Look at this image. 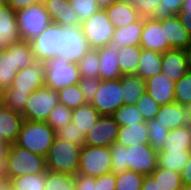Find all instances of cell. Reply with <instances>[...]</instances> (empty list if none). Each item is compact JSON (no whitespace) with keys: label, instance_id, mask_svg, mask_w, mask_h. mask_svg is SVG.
Segmentation results:
<instances>
[{"label":"cell","instance_id":"6da1fadb","mask_svg":"<svg viewBox=\"0 0 191 190\" xmlns=\"http://www.w3.org/2000/svg\"><path fill=\"white\" fill-rule=\"evenodd\" d=\"M112 173L121 174L127 170L151 175L157 168L158 151L150 144H138L124 147L115 142L110 146Z\"/></svg>","mask_w":191,"mask_h":190},{"label":"cell","instance_id":"7a4b0ae2","mask_svg":"<svg viewBox=\"0 0 191 190\" xmlns=\"http://www.w3.org/2000/svg\"><path fill=\"white\" fill-rule=\"evenodd\" d=\"M35 61L30 41L20 40L0 51V91L8 90L17 72Z\"/></svg>","mask_w":191,"mask_h":190},{"label":"cell","instance_id":"3957f363","mask_svg":"<svg viewBox=\"0 0 191 190\" xmlns=\"http://www.w3.org/2000/svg\"><path fill=\"white\" fill-rule=\"evenodd\" d=\"M55 136V130L47 122L23 120L15 144L45 157Z\"/></svg>","mask_w":191,"mask_h":190},{"label":"cell","instance_id":"277c9868","mask_svg":"<svg viewBox=\"0 0 191 190\" xmlns=\"http://www.w3.org/2000/svg\"><path fill=\"white\" fill-rule=\"evenodd\" d=\"M81 147L55 136L45 156L46 170L76 176Z\"/></svg>","mask_w":191,"mask_h":190},{"label":"cell","instance_id":"5b68a950","mask_svg":"<svg viewBox=\"0 0 191 190\" xmlns=\"http://www.w3.org/2000/svg\"><path fill=\"white\" fill-rule=\"evenodd\" d=\"M8 178L46 173L45 157L12 143L7 157Z\"/></svg>","mask_w":191,"mask_h":190},{"label":"cell","instance_id":"8992f818","mask_svg":"<svg viewBox=\"0 0 191 190\" xmlns=\"http://www.w3.org/2000/svg\"><path fill=\"white\" fill-rule=\"evenodd\" d=\"M16 19L22 40L31 41L51 23L43 2L16 11Z\"/></svg>","mask_w":191,"mask_h":190},{"label":"cell","instance_id":"52a82bcc","mask_svg":"<svg viewBox=\"0 0 191 190\" xmlns=\"http://www.w3.org/2000/svg\"><path fill=\"white\" fill-rule=\"evenodd\" d=\"M45 63V87L58 91L62 88L78 84L81 79L77 63H69L59 56L48 59Z\"/></svg>","mask_w":191,"mask_h":190},{"label":"cell","instance_id":"ba28073f","mask_svg":"<svg viewBox=\"0 0 191 190\" xmlns=\"http://www.w3.org/2000/svg\"><path fill=\"white\" fill-rule=\"evenodd\" d=\"M110 147L83 145L80 150V175L98 177L112 172Z\"/></svg>","mask_w":191,"mask_h":190},{"label":"cell","instance_id":"9c48e42d","mask_svg":"<svg viewBox=\"0 0 191 190\" xmlns=\"http://www.w3.org/2000/svg\"><path fill=\"white\" fill-rule=\"evenodd\" d=\"M80 27L90 49H98L111 44L115 27L108 19L105 9L93 14L81 23Z\"/></svg>","mask_w":191,"mask_h":190},{"label":"cell","instance_id":"30bf717a","mask_svg":"<svg viewBox=\"0 0 191 190\" xmlns=\"http://www.w3.org/2000/svg\"><path fill=\"white\" fill-rule=\"evenodd\" d=\"M35 60L46 61L63 54V26L51 23L30 41Z\"/></svg>","mask_w":191,"mask_h":190},{"label":"cell","instance_id":"8fae6325","mask_svg":"<svg viewBox=\"0 0 191 190\" xmlns=\"http://www.w3.org/2000/svg\"><path fill=\"white\" fill-rule=\"evenodd\" d=\"M59 104L58 92L41 87L31 93L27 100L23 119L27 121L47 122L50 112Z\"/></svg>","mask_w":191,"mask_h":190},{"label":"cell","instance_id":"7c38bea8","mask_svg":"<svg viewBox=\"0 0 191 190\" xmlns=\"http://www.w3.org/2000/svg\"><path fill=\"white\" fill-rule=\"evenodd\" d=\"M90 104L100 115L112 116L123 105L121 78L102 80Z\"/></svg>","mask_w":191,"mask_h":190},{"label":"cell","instance_id":"4fadbf2b","mask_svg":"<svg viewBox=\"0 0 191 190\" xmlns=\"http://www.w3.org/2000/svg\"><path fill=\"white\" fill-rule=\"evenodd\" d=\"M45 73V61L35 60L30 66L17 72L12 86L3 93L31 94L44 86Z\"/></svg>","mask_w":191,"mask_h":190},{"label":"cell","instance_id":"5bb4252c","mask_svg":"<svg viewBox=\"0 0 191 190\" xmlns=\"http://www.w3.org/2000/svg\"><path fill=\"white\" fill-rule=\"evenodd\" d=\"M119 127L113 116L101 115L94 127L85 134L84 145L112 146L117 141Z\"/></svg>","mask_w":191,"mask_h":190},{"label":"cell","instance_id":"9a60e30c","mask_svg":"<svg viewBox=\"0 0 191 190\" xmlns=\"http://www.w3.org/2000/svg\"><path fill=\"white\" fill-rule=\"evenodd\" d=\"M90 49L80 26L63 27V54L69 63H78Z\"/></svg>","mask_w":191,"mask_h":190},{"label":"cell","instance_id":"2e32d148","mask_svg":"<svg viewBox=\"0 0 191 190\" xmlns=\"http://www.w3.org/2000/svg\"><path fill=\"white\" fill-rule=\"evenodd\" d=\"M22 40L16 19V11L7 3H0V51Z\"/></svg>","mask_w":191,"mask_h":190},{"label":"cell","instance_id":"e0dca14e","mask_svg":"<svg viewBox=\"0 0 191 190\" xmlns=\"http://www.w3.org/2000/svg\"><path fill=\"white\" fill-rule=\"evenodd\" d=\"M140 47L161 54L171 49L165 39L164 28L161 27L160 21L144 18Z\"/></svg>","mask_w":191,"mask_h":190},{"label":"cell","instance_id":"ac0fdd59","mask_svg":"<svg viewBox=\"0 0 191 190\" xmlns=\"http://www.w3.org/2000/svg\"><path fill=\"white\" fill-rule=\"evenodd\" d=\"M148 93L160 106L175 102V82L159 73L145 81Z\"/></svg>","mask_w":191,"mask_h":190},{"label":"cell","instance_id":"d6986e66","mask_svg":"<svg viewBox=\"0 0 191 190\" xmlns=\"http://www.w3.org/2000/svg\"><path fill=\"white\" fill-rule=\"evenodd\" d=\"M165 39L171 49L185 50L191 44V35L186 31L177 15L160 21Z\"/></svg>","mask_w":191,"mask_h":190},{"label":"cell","instance_id":"ffe728a7","mask_svg":"<svg viewBox=\"0 0 191 190\" xmlns=\"http://www.w3.org/2000/svg\"><path fill=\"white\" fill-rule=\"evenodd\" d=\"M187 72L189 71L183 49H169L162 54L161 74L176 83Z\"/></svg>","mask_w":191,"mask_h":190},{"label":"cell","instance_id":"44dd1931","mask_svg":"<svg viewBox=\"0 0 191 190\" xmlns=\"http://www.w3.org/2000/svg\"><path fill=\"white\" fill-rule=\"evenodd\" d=\"M98 56L99 78L101 80L120 79L122 74L119 68L118 48L112 44L98 48Z\"/></svg>","mask_w":191,"mask_h":190},{"label":"cell","instance_id":"7402d4cb","mask_svg":"<svg viewBox=\"0 0 191 190\" xmlns=\"http://www.w3.org/2000/svg\"><path fill=\"white\" fill-rule=\"evenodd\" d=\"M155 119L169 130L191 124L185 107L176 102L161 106Z\"/></svg>","mask_w":191,"mask_h":190},{"label":"cell","instance_id":"603a6c76","mask_svg":"<svg viewBox=\"0 0 191 190\" xmlns=\"http://www.w3.org/2000/svg\"><path fill=\"white\" fill-rule=\"evenodd\" d=\"M143 26L144 18H140L126 27L115 28L111 44L117 48L140 46Z\"/></svg>","mask_w":191,"mask_h":190},{"label":"cell","instance_id":"cb8c5ba5","mask_svg":"<svg viewBox=\"0 0 191 190\" xmlns=\"http://www.w3.org/2000/svg\"><path fill=\"white\" fill-rule=\"evenodd\" d=\"M105 12L115 28L126 27L141 18L135 7L128 6L125 2L119 0L105 8Z\"/></svg>","mask_w":191,"mask_h":190},{"label":"cell","instance_id":"d4e9b609","mask_svg":"<svg viewBox=\"0 0 191 190\" xmlns=\"http://www.w3.org/2000/svg\"><path fill=\"white\" fill-rule=\"evenodd\" d=\"M23 120L21 113L4 106L0 109V134L6 142L15 143Z\"/></svg>","mask_w":191,"mask_h":190},{"label":"cell","instance_id":"484cf974","mask_svg":"<svg viewBox=\"0 0 191 190\" xmlns=\"http://www.w3.org/2000/svg\"><path fill=\"white\" fill-rule=\"evenodd\" d=\"M160 150L165 152L191 150V124L169 130Z\"/></svg>","mask_w":191,"mask_h":190},{"label":"cell","instance_id":"4316f807","mask_svg":"<svg viewBox=\"0 0 191 190\" xmlns=\"http://www.w3.org/2000/svg\"><path fill=\"white\" fill-rule=\"evenodd\" d=\"M117 143L124 147L138 144H149L147 123H137L129 126L119 127Z\"/></svg>","mask_w":191,"mask_h":190},{"label":"cell","instance_id":"83f0119b","mask_svg":"<svg viewBox=\"0 0 191 190\" xmlns=\"http://www.w3.org/2000/svg\"><path fill=\"white\" fill-rule=\"evenodd\" d=\"M162 54L156 51L142 49L136 74L147 80L161 73Z\"/></svg>","mask_w":191,"mask_h":190},{"label":"cell","instance_id":"f1b7e54d","mask_svg":"<svg viewBox=\"0 0 191 190\" xmlns=\"http://www.w3.org/2000/svg\"><path fill=\"white\" fill-rule=\"evenodd\" d=\"M121 85L123 93V104L135 105V103L146 92L145 80L137 74L122 75Z\"/></svg>","mask_w":191,"mask_h":190},{"label":"cell","instance_id":"f546056e","mask_svg":"<svg viewBox=\"0 0 191 190\" xmlns=\"http://www.w3.org/2000/svg\"><path fill=\"white\" fill-rule=\"evenodd\" d=\"M100 113L90 104L86 103L73 109L72 122L79 132L86 134L97 123Z\"/></svg>","mask_w":191,"mask_h":190},{"label":"cell","instance_id":"4dcf8cb0","mask_svg":"<svg viewBox=\"0 0 191 190\" xmlns=\"http://www.w3.org/2000/svg\"><path fill=\"white\" fill-rule=\"evenodd\" d=\"M190 156L191 150L170 152L158 150L157 167H162L181 174Z\"/></svg>","mask_w":191,"mask_h":190},{"label":"cell","instance_id":"1f68e13d","mask_svg":"<svg viewBox=\"0 0 191 190\" xmlns=\"http://www.w3.org/2000/svg\"><path fill=\"white\" fill-rule=\"evenodd\" d=\"M141 50L140 46L118 48L119 68L122 75L136 74Z\"/></svg>","mask_w":191,"mask_h":190},{"label":"cell","instance_id":"d6a6232c","mask_svg":"<svg viewBox=\"0 0 191 190\" xmlns=\"http://www.w3.org/2000/svg\"><path fill=\"white\" fill-rule=\"evenodd\" d=\"M158 185L159 190H180L181 174L162 167H157L150 175Z\"/></svg>","mask_w":191,"mask_h":190},{"label":"cell","instance_id":"836d02e7","mask_svg":"<svg viewBox=\"0 0 191 190\" xmlns=\"http://www.w3.org/2000/svg\"><path fill=\"white\" fill-rule=\"evenodd\" d=\"M46 173L27 174L10 179L11 190H44Z\"/></svg>","mask_w":191,"mask_h":190},{"label":"cell","instance_id":"e575fe53","mask_svg":"<svg viewBox=\"0 0 191 190\" xmlns=\"http://www.w3.org/2000/svg\"><path fill=\"white\" fill-rule=\"evenodd\" d=\"M77 64L81 78H99L100 61L98 49H89Z\"/></svg>","mask_w":191,"mask_h":190},{"label":"cell","instance_id":"d590c367","mask_svg":"<svg viewBox=\"0 0 191 190\" xmlns=\"http://www.w3.org/2000/svg\"><path fill=\"white\" fill-rule=\"evenodd\" d=\"M44 190H76L75 176L47 171Z\"/></svg>","mask_w":191,"mask_h":190},{"label":"cell","instance_id":"8d00e7d4","mask_svg":"<svg viewBox=\"0 0 191 190\" xmlns=\"http://www.w3.org/2000/svg\"><path fill=\"white\" fill-rule=\"evenodd\" d=\"M59 104L65 105L69 109H76L86 104L85 98L78 84L62 88L57 91Z\"/></svg>","mask_w":191,"mask_h":190},{"label":"cell","instance_id":"74e56055","mask_svg":"<svg viewBox=\"0 0 191 190\" xmlns=\"http://www.w3.org/2000/svg\"><path fill=\"white\" fill-rule=\"evenodd\" d=\"M112 116L120 127L145 122L135 105L123 104Z\"/></svg>","mask_w":191,"mask_h":190},{"label":"cell","instance_id":"f35d334b","mask_svg":"<svg viewBox=\"0 0 191 190\" xmlns=\"http://www.w3.org/2000/svg\"><path fill=\"white\" fill-rule=\"evenodd\" d=\"M144 175L127 170L116 175L115 190H141Z\"/></svg>","mask_w":191,"mask_h":190},{"label":"cell","instance_id":"ab89813d","mask_svg":"<svg viewBox=\"0 0 191 190\" xmlns=\"http://www.w3.org/2000/svg\"><path fill=\"white\" fill-rule=\"evenodd\" d=\"M73 110L65 105L58 104L50 112L47 123L55 130V132L72 122Z\"/></svg>","mask_w":191,"mask_h":190},{"label":"cell","instance_id":"60d3db41","mask_svg":"<svg viewBox=\"0 0 191 190\" xmlns=\"http://www.w3.org/2000/svg\"><path fill=\"white\" fill-rule=\"evenodd\" d=\"M146 123L148 126L149 144L158 151L162 148L169 129L159 124L155 118Z\"/></svg>","mask_w":191,"mask_h":190},{"label":"cell","instance_id":"b9f144b4","mask_svg":"<svg viewBox=\"0 0 191 190\" xmlns=\"http://www.w3.org/2000/svg\"><path fill=\"white\" fill-rule=\"evenodd\" d=\"M135 106L141 113L145 122L156 118L160 105L148 94L144 93L142 97L135 103Z\"/></svg>","mask_w":191,"mask_h":190},{"label":"cell","instance_id":"7bdbcfd3","mask_svg":"<svg viewBox=\"0 0 191 190\" xmlns=\"http://www.w3.org/2000/svg\"><path fill=\"white\" fill-rule=\"evenodd\" d=\"M183 1L184 0H160V4L154 11L151 19L161 21L177 15L181 10Z\"/></svg>","mask_w":191,"mask_h":190},{"label":"cell","instance_id":"ee69618b","mask_svg":"<svg viewBox=\"0 0 191 190\" xmlns=\"http://www.w3.org/2000/svg\"><path fill=\"white\" fill-rule=\"evenodd\" d=\"M72 9L79 16L80 22L88 20L93 14L101 10L96 0H69Z\"/></svg>","mask_w":191,"mask_h":190},{"label":"cell","instance_id":"f6af8a7d","mask_svg":"<svg viewBox=\"0 0 191 190\" xmlns=\"http://www.w3.org/2000/svg\"><path fill=\"white\" fill-rule=\"evenodd\" d=\"M175 102L182 106L191 102V72L175 83Z\"/></svg>","mask_w":191,"mask_h":190},{"label":"cell","instance_id":"bcb514c9","mask_svg":"<svg viewBox=\"0 0 191 190\" xmlns=\"http://www.w3.org/2000/svg\"><path fill=\"white\" fill-rule=\"evenodd\" d=\"M56 137L66 140L72 144L83 146L85 140V134L79 132L77 126L73 122L68 123L66 126L58 129L55 132Z\"/></svg>","mask_w":191,"mask_h":190},{"label":"cell","instance_id":"7dc6e473","mask_svg":"<svg viewBox=\"0 0 191 190\" xmlns=\"http://www.w3.org/2000/svg\"><path fill=\"white\" fill-rule=\"evenodd\" d=\"M31 94L3 93V106L23 114Z\"/></svg>","mask_w":191,"mask_h":190},{"label":"cell","instance_id":"c3c4849f","mask_svg":"<svg viewBox=\"0 0 191 190\" xmlns=\"http://www.w3.org/2000/svg\"><path fill=\"white\" fill-rule=\"evenodd\" d=\"M45 10L53 23L63 20L64 8L69 6V0H43Z\"/></svg>","mask_w":191,"mask_h":190},{"label":"cell","instance_id":"681fc988","mask_svg":"<svg viewBox=\"0 0 191 190\" xmlns=\"http://www.w3.org/2000/svg\"><path fill=\"white\" fill-rule=\"evenodd\" d=\"M100 78H81L78 86L83 93L86 103H91L101 83Z\"/></svg>","mask_w":191,"mask_h":190},{"label":"cell","instance_id":"f907efd6","mask_svg":"<svg viewBox=\"0 0 191 190\" xmlns=\"http://www.w3.org/2000/svg\"><path fill=\"white\" fill-rule=\"evenodd\" d=\"M160 4V0H135L134 7L141 18H151Z\"/></svg>","mask_w":191,"mask_h":190},{"label":"cell","instance_id":"816d5d0a","mask_svg":"<svg viewBox=\"0 0 191 190\" xmlns=\"http://www.w3.org/2000/svg\"><path fill=\"white\" fill-rule=\"evenodd\" d=\"M181 24L191 35V0H184L181 10L177 14Z\"/></svg>","mask_w":191,"mask_h":190},{"label":"cell","instance_id":"f5cc1de1","mask_svg":"<svg viewBox=\"0 0 191 190\" xmlns=\"http://www.w3.org/2000/svg\"><path fill=\"white\" fill-rule=\"evenodd\" d=\"M116 175L112 172L102 176L95 177L97 190H115Z\"/></svg>","mask_w":191,"mask_h":190},{"label":"cell","instance_id":"db71d44e","mask_svg":"<svg viewBox=\"0 0 191 190\" xmlns=\"http://www.w3.org/2000/svg\"><path fill=\"white\" fill-rule=\"evenodd\" d=\"M58 24L63 27L81 26L79 16L72 9L70 4L68 7L64 8L63 20H61Z\"/></svg>","mask_w":191,"mask_h":190},{"label":"cell","instance_id":"11a10c76","mask_svg":"<svg viewBox=\"0 0 191 190\" xmlns=\"http://www.w3.org/2000/svg\"><path fill=\"white\" fill-rule=\"evenodd\" d=\"M11 144H0V181L8 178L7 157Z\"/></svg>","mask_w":191,"mask_h":190},{"label":"cell","instance_id":"9f6ffc18","mask_svg":"<svg viewBox=\"0 0 191 190\" xmlns=\"http://www.w3.org/2000/svg\"><path fill=\"white\" fill-rule=\"evenodd\" d=\"M76 190H97L95 185V177L77 174L75 176Z\"/></svg>","mask_w":191,"mask_h":190},{"label":"cell","instance_id":"6f0895ef","mask_svg":"<svg viewBox=\"0 0 191 190\" xmlns=\"http://www.w3.org/2000/svg\"><path fill=\"white\" fill-rule=\"evenodd\" d=\"M43 0H7L6 3L15 11L26 8L35 3H41Z\"/></svg>","mask_w":191,"mask_h":190},{"label":"cell","instance_id":"680465c9","mask_svg":"<svg viewBox=\"0 0 191 190\" xmlns=\"http://www.w3.org/2000/svg\"><path fill=\"white\" fill-rule=\"evenodd\" d=\"M182 184L191 185V156L181 172Z\"/></svg>","mask_w":191,"mask_h":190},{"label":"cell","instance_id":"91938a15","mask_svg":"<svg viewBox=\"0 0 191 190\" xmlns=\"http://www.w3.org/2000/svg\"><path fill=\"white\" fill-rule=\"evenodd\" d=\"M141 190H159L157 183L150 176H144L143 184Z\"/></svg>","mask_w":191,"mask_h":190},{"label":"cell","instance_id":"94428289","mask_svg":"<svg viewBox=\"0 0 191 190\" xmlns=\"http://www.w3.org/2000/svg\"><path fill=\"white\" fill-rule=\"evenodd\" d=\"M117 0H96L97 5L101 8V9H105L108 8L109 6H111L113 3H115Z\"/></svg>","mask_w":191,"mask_h":190},{"label":"cell","instance_id":"6125c7cd","mask_svg":"<svg viewBox=\"0 0 191 190\" xmlns=\"http://www.w3.org/2000/svg\"><path fill=\"white\" fill-rule=\"evenodd\" d=\"M188 71L191 72V44L184 50Z\"/></svg>","mask_w":191,"mask_h":190},{"label":"cell","instance_id":"be15d7a7","mask_svg":"<svg viewBox=\"0 0 191 190\" xmlns=\"http://www.w3.org/2000/svg\"><path fill=\"white\" fill-rule=\"evenodd\" d=\"M0 190H11V181L9 178L0 181Z\"/></svg>","mask_w":191,"mask_h":190},{"label":"cell","instance_id":"e7e4bbea","mask_svg":"<svg viewBox=\"0 0 191 190\" xmlns=\"http://www.w3.org/2000/svg\"><path fill=\"white\" fill-rule=\"evenodd\" d=\"M185 107V110H186V113H187V116L191 122V102H189L187 105L184 106Z\"/></svg>","mask_w":191,"mask_h":190},{"label":"cell","instance_id":"03108f58","mask_svg":"<svg viewBox=\"0 0 191 190\" xmlns=\"http://www.w3.org/2000/svg\"><path fill=\"white\" fill-rule=\"evenodd\" d=\"M125 2L128 6L134 7L135 0H119Z\"/></svg>","mask_w":191,"mask_h":190},{"label":"cell","instance_id":"003e7915","mask_svg":"<svg viewBox=\"0 0 191 190\" xmlns=\"http://www.w3.org/2000/svg\"><path fill=\"white\" fill-rule=\"evenodd\" d=\"M180 190H191V185H189V184H182Z\"/></svg>","mask_w":191,"mask_h":190},{"label":"cell","instance_id":"a7ac6f4b","mask_svg":"<svg viewBox=\"0 0 191 190\" xmlns=\"http://www.w3.org/2000/svg\"><path fill=\"white\" fill-rule=\"evenodd\" d=\"M3 107V92L0 91V109Z\"/></svg>","mask_w":191,"mask_h":190},{"label":"cell","instance_id":"89a4df30","mask_svg":"<svg viewBox=\"0 0 191 190\" xmlns=\"http://www.w3.org/2000/svg\"><path fill=\"white\" fill-rule=\"evenodd\" d=\"M0 144H10L4 140V138L2 137V134H0Z\"/></svg>","mask_w":191,"mask_h":190},{"label":"cell","instance_id":"2644e50d","mask_svg":"<svg viewBox=\"0 0 191 190\" xmlns=\"http://www.w3.org/2000/svg\"><path fill=\"white\" fill-rule=\"evenodd\" d=\"M7 0H0V3H6Z\"/></svg>","mask_w":191,"mask_h":190}]
</instances>
